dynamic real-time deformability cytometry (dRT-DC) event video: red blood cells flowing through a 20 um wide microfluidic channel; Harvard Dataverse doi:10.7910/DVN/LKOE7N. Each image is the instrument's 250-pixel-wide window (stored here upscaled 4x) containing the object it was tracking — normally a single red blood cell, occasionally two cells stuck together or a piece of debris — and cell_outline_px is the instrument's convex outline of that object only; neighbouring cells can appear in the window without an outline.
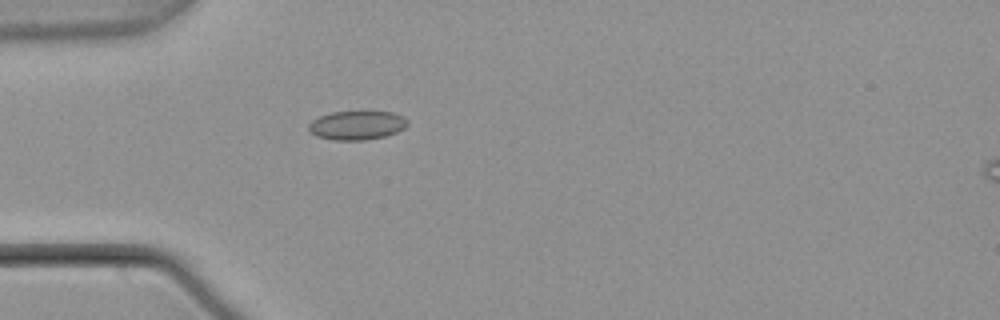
{"species": "common noctule bat (a hibernating species)", "species_latin": "Nyctalus noctula", "temperature_condition": "warm", "stored_images_in_passage": 1, "camera_frame_rate_fps": 3000, "um_per_image_px": 0.085, "animal": {"sex": "male", "body_mass_g": 21.5, "forearm_length_mm": 52.0}, "frame": {"image": 1, "passage_image": 1, "time_ms": 0.0, "image_size_px": [1000, 320], "cell_outline_px": [[408, 124], [404, 128], [396, 132], [384, 136], [364, 140], [332, 140], [316, 136], [308, 132], [308, 124], [312, 120], [320, 116], [332, 112], [392, 112], [404, 116], [408, 120]], "centroid_in_image_um": [30.31, 10.65], "position_along_channel_um": 54.7, "area_um2": 16.7}}